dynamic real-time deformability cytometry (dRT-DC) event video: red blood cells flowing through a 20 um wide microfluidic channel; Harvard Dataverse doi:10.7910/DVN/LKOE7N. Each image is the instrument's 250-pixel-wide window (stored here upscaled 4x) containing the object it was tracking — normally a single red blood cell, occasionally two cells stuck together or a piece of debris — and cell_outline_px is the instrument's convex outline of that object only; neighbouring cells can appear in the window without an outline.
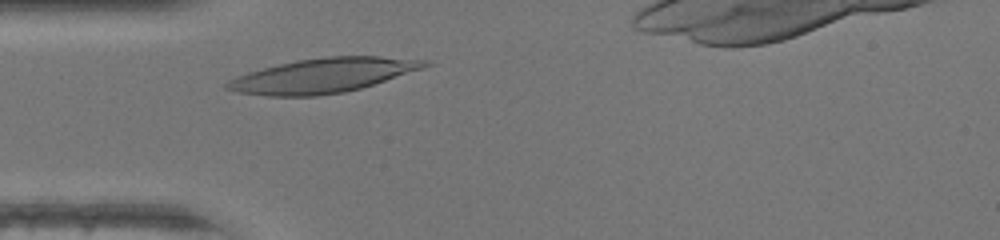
{"species": "human", "species_latin": "Homo sapiens", "temperature_condition": "warm", "stored_images_in_passage": 25, "camera_frame_rate_fps": 3000, "um_per_image_px": 0.085, "donor": {"sex": "female"}, "frame": {"image": 1, "passage_image": 2, "time_ms": 0.333, "image_size_px": [1000, 240], "cell_outline_px": [[432, 64], [424, 68], [360, 88], [344, 92], [316, 96], [268, 96], [236, 92], [224, 88], [224, 84], [228, 80], [236, 76], [248, 72], [296, 60], [328, 56], [380, 56], [428, 60]], "centroid_in_image_um": [27.43, 6.41], "position_along_channel_um": 57.6, "area_um2": 39.59}}
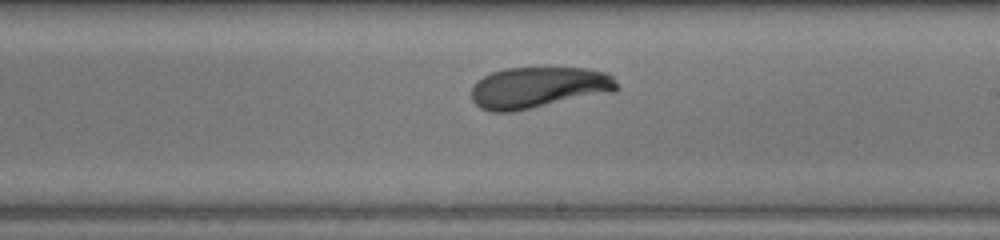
{"frame": {"image": 2, "passage_image": 15, "time_ms": 4.667, "image_size_px": [1000, 240], "cell_outline_px": [[620, 88], [616, 92], [512, 112], [488, 112], [480, 108], [472, 100], [472, 84], [476, 80], [492, 72], [504, 68], [588, 68], [604, 72], [612, 76], [616, 80]], "centroid_in_image_um": [45.78, 7.45], "position_along_channel_um": 243.2, "area_um2": 35.49}}
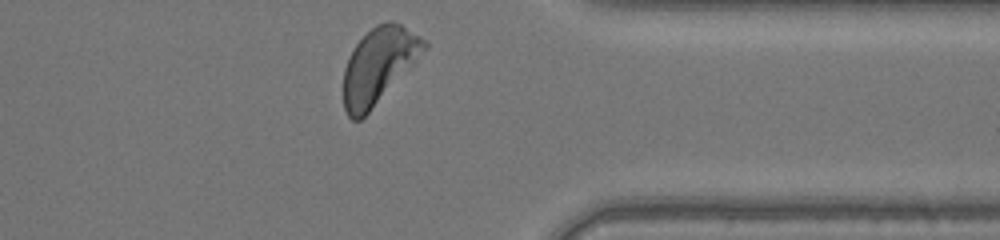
{"frame": {"image": 3, "passage_image": 25, "time_ms": 8.0, "image_size_px": [1000, 240], "cell_outline_px": [[428, 48], [368, 112], [360, 120], [352, 120], [348, 116], [344, 108], [344, 68], [348, 56], [356, 44], [376, 24], [388, 20], [392, 20], [400, 24], [428, 40]], "centroid_in_image_um": [32.2, 5.53], "position_along_channel_um": 379.2, "area_um2": 35.14}, "authors_computed_cell_mechanics": {"area_um2": 35.6626, "velocity_mm_per_s": 4.3858, "shape_relaxation_time_tau1_ms": 2.4131, "shape_relaxation_time_tau2_ms": null, "deformation_change_tau1": 0.1542, "deformation_change_tau2": null}}